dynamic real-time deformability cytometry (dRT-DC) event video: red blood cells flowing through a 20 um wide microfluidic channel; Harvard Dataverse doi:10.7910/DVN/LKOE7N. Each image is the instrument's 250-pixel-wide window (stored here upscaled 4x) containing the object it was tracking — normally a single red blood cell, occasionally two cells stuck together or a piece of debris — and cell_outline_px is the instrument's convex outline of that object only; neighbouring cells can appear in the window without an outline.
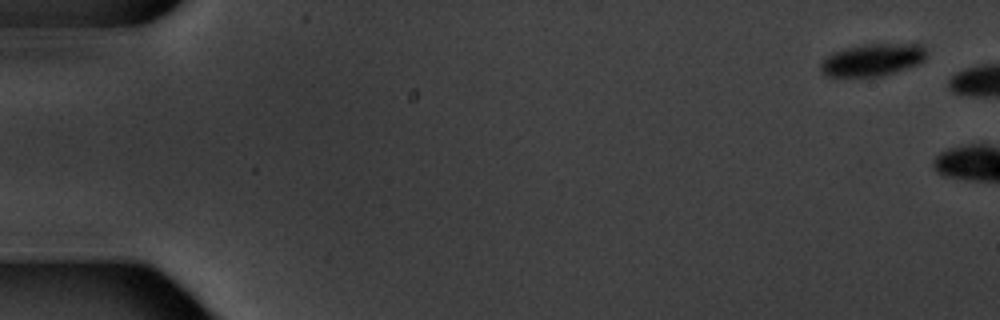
{"species": "common noctule bat (a hibernating species)", "species_latin": "Nyctalus noctula", "temperature_condition": "warm", "stored_images_in_passage": 2, "camera_frame_rate_fps": 3000, "um_per_image_px": 0.085, "animal": {"sex": "male", "body_mass_g": 20.1, "forearm_length_mm": 53.5}, "frame": {"image": 1, "passage_image": 1, "time_ms": 0.0, "image_size_px": [1000, 320], "cell_outline_px": [[924, 60], [916, 64], [880, 76], [828, 76], [820, 68], [820, 64], [832, 52], [864, 44], [916, 40], [924, 48]], "centroid_in_image_um": [74.23, 5.02], "position_along_channel_um": 10.8, "area_um2": 20.06}}